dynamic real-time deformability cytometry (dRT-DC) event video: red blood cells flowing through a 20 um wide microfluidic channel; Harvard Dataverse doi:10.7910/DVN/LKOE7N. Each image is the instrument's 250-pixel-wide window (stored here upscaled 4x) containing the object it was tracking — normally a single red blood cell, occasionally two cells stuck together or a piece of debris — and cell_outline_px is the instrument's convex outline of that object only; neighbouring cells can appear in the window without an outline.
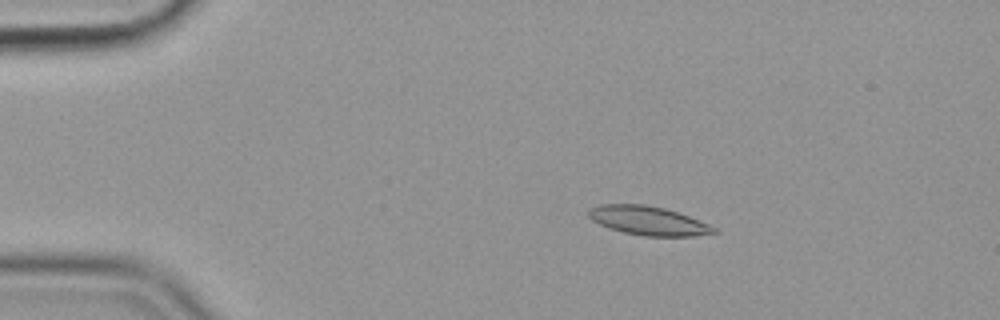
{"species": "common noctule bat (a hibernating species)", "species_latin": "Nyctalus noctula", "temperature_condition": "cold", "stored_images_in_passage": 57, "camera_frame_rate_fps": 3000, "um_per_image_px": 0.085, "animal": {"sex": "female", "body_mass_g": 19.9}, "frame": {"image": 1, "passage_image": 11, "time_ms": 3.333, "image_size_px": [1000, 320], "cell_outline_px": [[720, 232], [692, 236], [644, 236], [624, 232], [608, 228], [592, 220], [588, 216], [588, 208], [600, 204], [644, 204], [664, 208], [688, 216], [708, 224], [716, 228]], "centroid_in_image_um": [55.07, 18.75], "position_along_channel_um": 29.9, "area_um2": 21.04}}
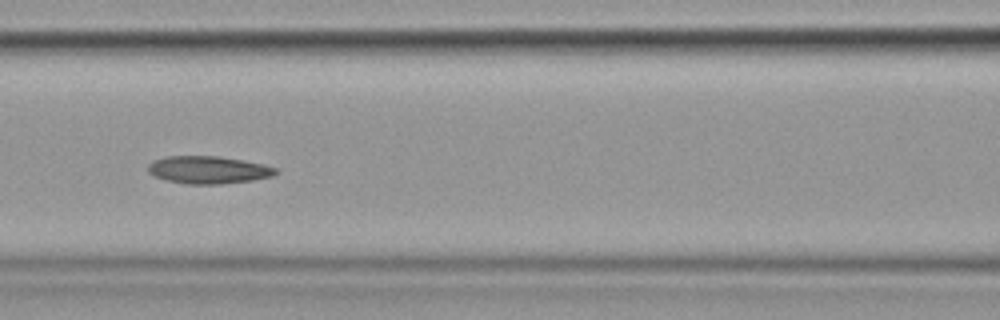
{"frame": {"image": 2, "passage_image": 26, "time_ms": 8.333, "image_size_px": [1000, 320], "cell_outline_px": [[280, 172], [272, 176], [252, 180], [220, 184], [184, 184], [164, 180], [148, 172], [148, 164], [152, 160], [168, 156], [216, 156], [264, 164], [276, 168]], "centroid_in_image_um": [17.69, 14.44], "position_along_channel_um": 148.9, "area_um2": 20.52}}
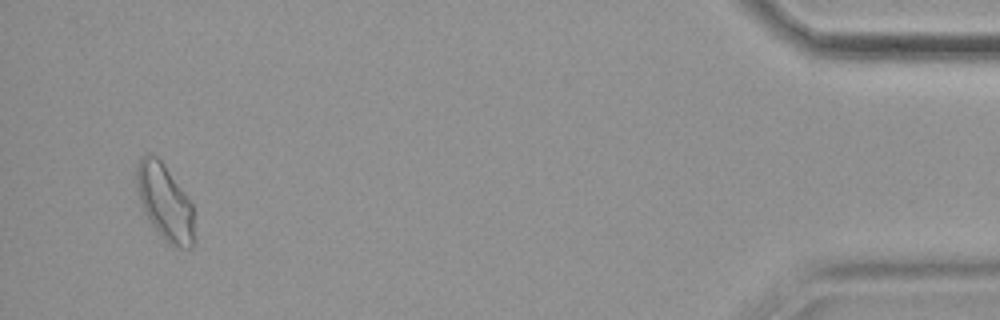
{"frame": {"image": 3, "passage_image": 55, "time_ms": 18.0, "image_size_px": [1000, 320], "cell_outline_px": [[192, 248], [180, 248], [168, 244], [160, 236], [148, 220], [140, 204], [136, 184], [136, 168], [140, 160], [148, 152], [156, 156], [160, 160], [192, 204]], "centroid_in_image_um": [13.96, 17.21], "position_along_channel_um": 421.2, "area_um2": 25.03}, "authors_computed_cell_mechanics": {"area_um2": 20.9814, "velocity_mm_per_s": 3.5672, "shape_relaxation_time_tau1_ms": null, "shape_relaxation_time_tau2_ms": 5.0531, "deformation_change_tau1": null, "deformation_change_tau2": 0.1232}}